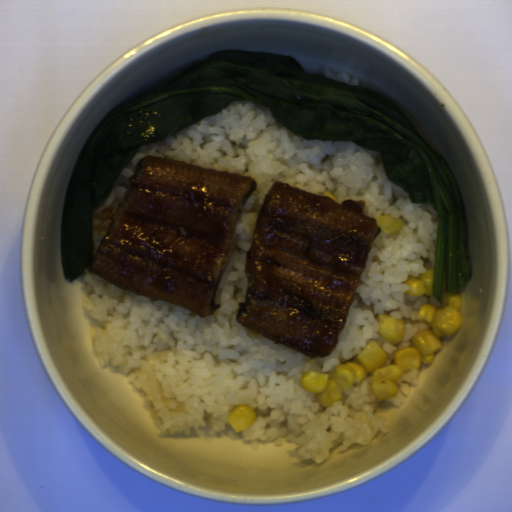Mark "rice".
<instances>
[{"instance_id": "rice-1", "label": "rice", "mask_w": 512, "mask_h": 512, "mask_svg": "<svg viewBox=\"0 0 512 512\" xmlns=\"http://www.w3.org/2000/svg\"><path fill=\"white\" fill-rule=\"evenodd\" d=\"M155 155L252 178L256 188L241 211L236 245L218 284L217 311L202 317L174 304L122 288L91 272L82 273L94 321V351L101 368L117 369L138 388L159 426L160 435H190L194 429L220 431L238 405L255 413L242 430L257 450L293 442L298 454L315 462L332 450L368 444L389 432L378 400L374 373L353 383L329 407L305 389L308 371L332 374L375 341L387 354L384 364L410 348L421 330L432 329L418 313L424 304L440 308L448 296L443 272L442 298L406 293V281L435 268L439 215L432 203H411L408 193L389 179L380 152L353 141L308 140L285 129L265 106L235 99L223 111L197 121L173 137L141 145L112 190L93 212V256L124 201L130 175L140 159ZM274 181L323 196L338 204L365 201L375 220L391 215L405 223L399 234L380 230L373 243L339 343L330 356L310 358L235 321L247 281L246 254L261 206ZM406 322L403 340L386 343L378 316Z\"/></svg>"}, {"instance_id": "rice-3", "label": "rice", "mask_w": 512, "mask_h": 512, "mask_svg": "<svg viewBox=\"0 0 512 512\" xmlns=\"http://www.w3.org/2000/svg\"><path fill=\"white\" fill-rule=\"evenodd\" d=\"M325 76H326V80L342 82V83H347V84H352V85H357V86L359 84L358 77H351L344 72L343 73H335L332 69H329V68L326 69Z\"/></svg>"}, {"instance_id": "rice-2", "label": "rice", "mask_w": 512, "mask_h": 512, "mask_svg": "<svg viewBox=\"0 0 512 512\" xmlns=\"http://www.w3.org/2000/svg\"><path fill=\"white\" fill-rule=\"evenodd\" d=\"M420 370L414 368L407 370L395 384L398 386L396 394L392 398H388L398 408L405 405L408 401L412 389L419 384Z\"/></svg>"}]
</instances>
